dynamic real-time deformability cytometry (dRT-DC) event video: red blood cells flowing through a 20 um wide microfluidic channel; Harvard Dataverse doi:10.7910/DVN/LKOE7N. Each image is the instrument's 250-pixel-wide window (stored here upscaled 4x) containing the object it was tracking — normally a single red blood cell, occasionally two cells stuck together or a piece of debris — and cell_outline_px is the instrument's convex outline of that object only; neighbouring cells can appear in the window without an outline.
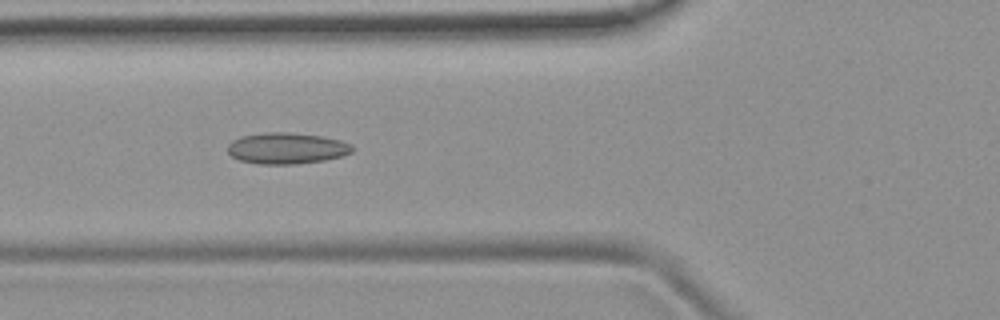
{"species": "common noctule bat (a hibernating species)", "species_latin": "Nyctalus noctula", "temperature_condition": "room temperature", "stored_images_in_passage": 6, "camera_frame_rate_fps": 3000, "um_per_image_px": 0.085, "animal": {"sex": "female", "body_mass_g": 19.9}, "frame": {"image": 1, "passage_image": 5, "time_ms": 5.667, "image_size_px": [1000, 320], "cell_outline_px": [[356, 148], [352, 152], [340, 156], [324, 160], [296, 164], [256, 164], [240, 160], [232, 156], [228, 152], [228, 144], [232, 140], [240, 136], [264, 132], [288, 132], [320, 136], [340, 140], [352, 144]], "centroid_in_image_um": [24.36, 12.6], "position_along_channel_um": 101.4, "area_um2": 22.77}}
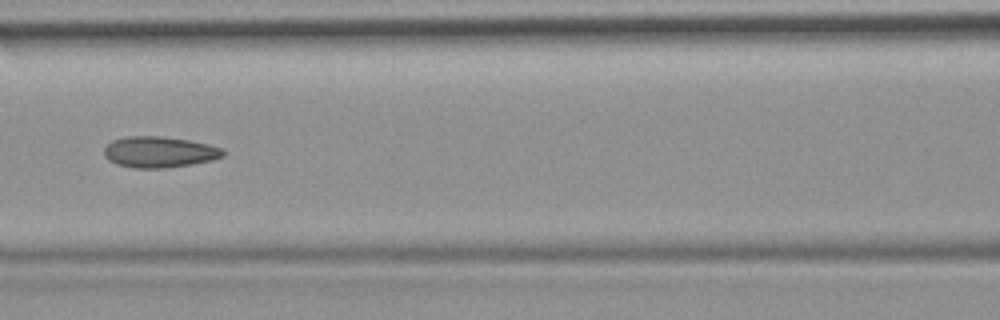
{"frame": {"image": 2, "passage_image": 6, "time_ms": 7.0, "image_size_px": [1000, 320], "cell_outline_px": [[224, 156], [212, 160], [192, 164], [164, 168], [132, 168], [116, 164], [108, 160], [104, 156], [104, 148], [112, 140], [124, 136], [160, 136], [188, 140], [208, 144], [224, 148]], "centroid_in_image_um": [13.52, 12.92], "position_along_channel_um": 153.1, "area_um2": 21.68}}